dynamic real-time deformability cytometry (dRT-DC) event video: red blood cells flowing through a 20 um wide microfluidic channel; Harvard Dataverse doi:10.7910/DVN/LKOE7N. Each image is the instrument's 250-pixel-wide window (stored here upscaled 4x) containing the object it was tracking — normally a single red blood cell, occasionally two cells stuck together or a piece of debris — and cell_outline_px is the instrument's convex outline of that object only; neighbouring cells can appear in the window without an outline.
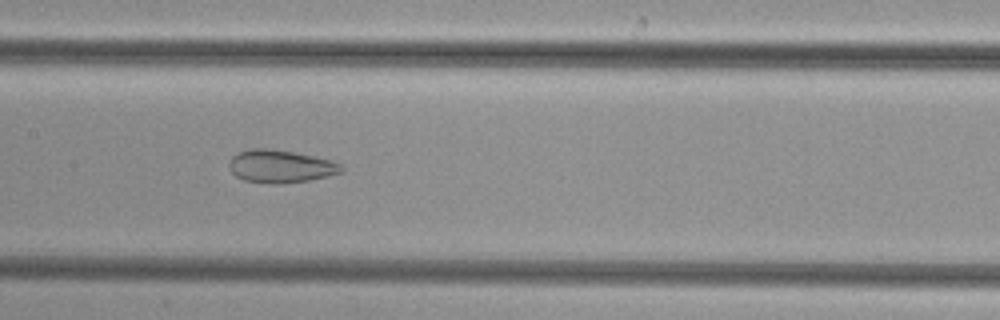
{"species": "common noctule bat (a hibernating species)", "species_latin": "Nyctalus noctula", "temperature_condition": "cold", "stored_images_in_passage": 34, "camera_frame_rate_fps": 3000, "um_per_image_px": 0.085, "animal": {"sex": "female", "body_mass_g": 29.2, "forearm_length_mm": 56.3}, "frame": {"image": 1, "passage_image": 9, "time_ms": 2.667, "image_size_px": [1000, 320], "cell_outline_px": [[344, 172], [328, 176], [308, 180], [280, 184], [272, 184], [244, 180], [236, 176], [228, 168], [228, 164], [232, 156], [236, 152], [252, 148], [264, 148], [296, 152], [332, 160], [340, 164], [344, 168]], "centroid_in_image_um": [23.84, 14.13], "position_along_channel_um": 183.6, "area_um2": 21.68}}
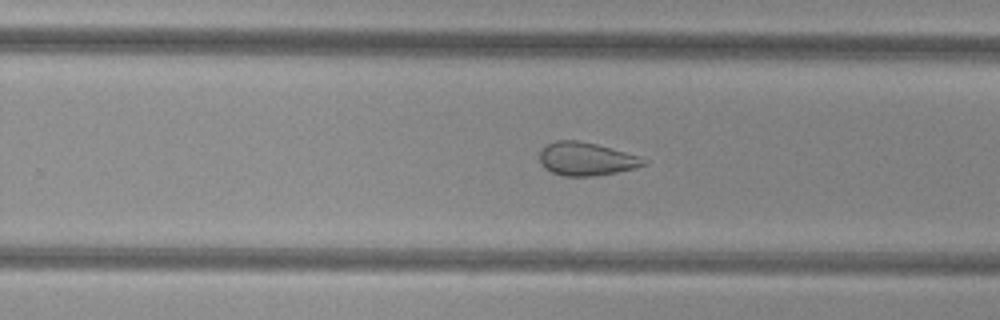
{"frame": {"image": 2, "passage_image": 16, "time_ms": 5.0, "image_size_px": [1000, 320], "cell_outline_px": [[648, 164], [636, 168], [596, 176], [564, 176], [552, 172], [544, 168], [540, 164], [540, 152], [548, 144], [556, 140], [576, 140], [596, 144], [640, 156], [648, 160]], "centroid_in_image_um": [49.86, 13.52], "position_along_channel_um": 279.9, "area_um2": 20.17}}
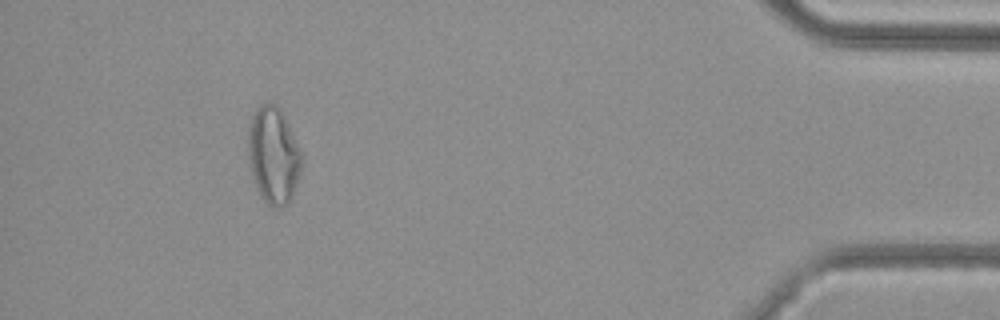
{"frame": {"image": 3, "passage_image": 30, "time_ms": 9.667, "image_size_px": [1000, 320], "cell_outline_px": [[304, 160], [292, 196], [288, 204], [280, 208], [272, 208], [260, 196], [252, 176], [248, 164], [248, 128], [252, 116], [264, 104], [272, 104], [280, 108], [284, 116]], "centroid_in_image_um": [23.23, 13.27], "position_along_channel_um": 412.0, "area_um2": 29.94}}